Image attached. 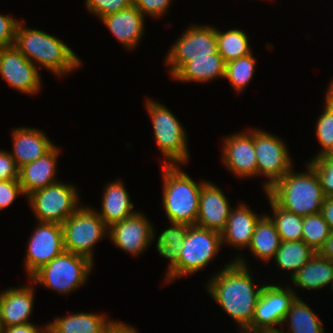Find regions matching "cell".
Instances as JSON below:
<instances>
[{"label":"cell","instance_id":"cell-1","mask_svg":"<svg viewBox=\"0 0 333 333\" xmlns=\"http://www.w3.org/2000/svg\"><path fill=\"white\" fill-rule=\"evenodd\" d=\"M245 262L238 255L207 282L211 297L242 328L240 333L251 325L263 288L254 284Z\"/></svg>","mask_w":333,"mask_h":333},{"label":"cell","instance_id":"cell-2","mask_svg":"<svg viewBox=\"0 0 333 333\" xmlns=\"http://www.w3.org/2000/svg\"><path fill=\"white\" fill-rule=\"evenodd\" d=\"M14 46L31 63H38L60 77L81 65L78 56L59 38L41 30L27 29L22 21L16 28Z\"/></svg>","mask_w":333,"mask_h":333},{"label":"cell","instance_id":"cell-3","mask_svg":"<svg viewBox=\"0 0 333 333\" xmlns=\"http://www.w3.org/2000/svg\"><path fill=\"white\" fill-rule=\"evenodd\" d=\"M307 172L293 173L291 169L267 193L281 208L300 216L321 211L325 195L316 171L307 163Z\"/></svg>","mask_w":333,"mask_h":333},{"label":"cell","instance_id":"cell-4","mask_svg":"<svg viewBox=\"0 0 333 333\" xmlns=\"http://www.w3.org/2000/svg\"><path fill=\"white\" fill-rule=\"evenodd\" d=\"M163 206L170 223L195 225L199 210L201 187L178 165H163Z\"/></svg>","mask_w":333,"mask_h":333},{"label":"cell","instance_id":"cell-5","mask_svg":"<svg viewBox=\"0 0 333 333\" xmlns=\"http://www.w3.org/2000/svg\"><path fill=\"white\" fill-rule=\"evenodd\" d=\"M221 246L220 233L198 225H189L178 256L168 265L166 281L201 270L214 259Z\"/></svg>","mask_w":333,"mask_h":333},{"label":"cell","instance_id":"cell-6","mask_svg":"<svg viewBox=\"0 0 333 333\" xmlns=\"http://www.w3.org/2000/svg\"><path fill=\"white\" fill-rule=\"evenodd\" d=\"M92 267L93 261L89 258L64 251L29 278L34 283L59 293L69 294L85 284Z\"/></svg>","mask_w":333,"mask_h":333},{"label":"cell","instance_id":"cell-7","mask_svg":"<svg viewBox=\"0 0 333 333\" xmlns=\"http://www.w3.org/2000/svg\"><path fill=\"white\" fill-rule=\"evenodd\" d=\"M145 104L152 120L156 143L169 160H165L162 165L187 163L189 158L187 135L179 120L163 104L151 99H147Z\"/></svg>","mask_w":333,"mask_h":333},{"label":"cell","instance_id":"cell-8","mask_svg":"<svg viewBox=\"0 0 333 333\" xmlns=\"http://www.w3.org/2000/svg\"><path fill=\"white\" fill-rule=\"evenodd\" d=\"M96 211L80 206L62 223L65 251L93 261V246L108 235V227Z\"/></svg>","mask_w":333,"mask_h":333},{"label":"cell","instance_id":"cell-9","mask_svg":"<svg viewBox=\"0 0 333 333\" xmlns=\"http://www.w3.org/2000/svg\"><path fill=\"white\" fill-rule=\"evenodd\" d=\"M39 222L62 224L80 206L74 185L55 182L27 196Z\"/></svg>","mask_w":333,"mask_h":333},{"label":"cell","instance_id":"cell-10","mask_svg":"<svg viewBox=\"0 0 333 333\" xmlns=\"http://www.w3.org/2000/svg\"><path fill=\"white\" fill-rule=\"evenodd\" d=\"M217 51V37L214 26L192 25L172 45L165 61L171 66L169 72L173 76L192 58L211 57V54Z\"/></svg>","mask_w":333,"mask_h":333},{"label":"cell","instance_id":"cell-11","mask_svg":"<svg viewBox=\"0 0 333 333\" xmlns=\"http://www.w3.org/2000/svg\"><path fill=\"white\" fill-rule=\"evenodd\" d=\"M254 148L257 157V175L270 180L263 185L265 192L284 177L293 167L284 142L276 135L254 130Z\"/></svg>","mask_w":333,"mask_h":333},{"label":"cell","instance_id":"cell-12","mask_svg":"<svg viewBox=\"0 0 333 333\" xmlns=\"http://www.w3.org/2000/svg\"><path fill=\"white\" fill-rule=\"evenodd\" d=\"M295 291L281 285H263L255 307L251 325L243 333H255L262 329L283 325L292 302L297 297Z\"/></svg>","mask_w":333,"mask_h":333},{"label":"cell","instance_id":"cell-13","mask_svg":"<svg viewBox=\"0 0 333 333\" xmlns=\"http://www.w3.org/2000/svg\"><path fill=\"white\" fill-rule=\"evenodd\" d=\"M64 251L62 224L40 222L28 243L24 264L28 276L31 277Z\"/></svg>","mask_w":333,"mask_h":333},{"label":"cell","instance_id":"cell-14","mask_svg":"<svg viewBox=\"0 0 333 333\" xmlns=\"http://www.w3.org/2000/svg\"><path fill=\"white\" fill-rule=\"evenodd\" d=\"M38 71L37 65L31 63L15 46L0 48V74L19 92L38 93L41 88Z\"/></svg>","mask_w":333,"mask_h":333},{"label":"cell","instance_id":"cell-15","mask_svg":"<svg viewBox=\"0 0 333 333\" xmlns=\"http://www.w3.org/2000/svg\"><path fill=\"white\" fill-rule=\"evenodd\" d=\"M108 230L114 244L132 255L147 249L155 236L153 226L140 212L111 225Z\"/></svg>","mask_w":333,"mask_h":333},{"label":"cell","instance_id":"cell-16","mask_svg":"<svg viewBox=\"0 0 333 333\" xmlns=\"http://www.w3.org/2000/svg\"><path fill=\"white\" fill-rule=\"evenodd\" d=\"M222 150V161L233 174L238 177L257 176L254 129L225 138Z\"/></svg>","mask_w":333,"mask_h":333},{"label":"cell","instance_id":"cell-17","mask_svg":"<svg viewBox=\"0 0 333 333\" xmlns=\"http://www.w3.org/2000/svg\"><path fill=\"white\" fill-rule=\"evenodd\" d=\"M223 191L211 182L201 187L199 210L195 225L222 233L232 208Z\"/></svg>","mask_w":333,"mask_h":333},{"label":"cell","instance_id":"cell-18","mask_svg":"<svg viewBox=\"0 0 333 333\" xmlns=\"http://www.w3.org/2000/svg\"><path fill=\"white\" fill-rule=\"evenodd\" d=\"M33 285L9 288L0 293L1 328L28 324L34 302Z\"/></svg>","mask_w":333,"mask_h":333},{"label":"cell","instance_id":"cell-19","mask_svg":"<svg viewBox=\"0 0 333 333\" xmlns=\"http://www.w3.org/2000/svg\"><path fill=\"white\" fill-rule=\"evenodd\" d=\"M144 15L134 4L100 20L108 27L117 40L128 49L138 45L144 34Z\"/></svg>","mask_w":333,"mask_h":333},{"label":"cell","instance_id":"cell-20","mask_svg":"<svg viewBox=\"0 0 333 333\" xmlns=\"http://www.w3.org/2000/svg\"><path fill=\"white\" fill-rule=\"evenodd\" d=\"M13 152L10 153L20 169L48 153L54 145L39 129L20 127L12 131Z\"/></svg>","mask_w":333,"mask_h":333},{"label":"cell","instance_id":"cell-21","mask_svg":"<svg viewBox=\"0 0 333 333\" xmlns=\"http://www.w3.org/2000/svg\"><path fill=\"white\" fill-rule=\"evenodd\" d=\"M59 152L54 146L44 156L19 169V181L26 197L36 190L58 182L54 176Z\"/></svg>","mask_w":333,"mask_h":333},{"label":"cell","instance_id":"cell-22","mask_svg":"<svg viewBox=\"0 0 333 333\" xmlns=\"http://www.w3.org/2000/svg\"><path fill=\"white\" fill-rule=\"evenodd\" d=\"M262 216H258L246 204H239L231 210L226 227L221 233L222 244L226 242L238 248L249 247L255 225Z\"/></svg>","mask_w":333,"mask_h":333},{"label":"cell","instance_id":"cell-23","mask_svg":"<svg viewBox=\"0 0 333 333\" xmlns=\"http://www.w3.org/2000/svg\"><path fill=\"white\" fill-rule=\"evenodd\" d=\"M102 211L97 214L107 227L123 221L134 215V205L130 201V195L121 181L109 183L106 186L102 198Z\"/></svg>","mask_w":333,"mask_h":333},{"label":"cell","instance_id":"cell-24","mask_svg":"<svg viewBox=\"0 0 333 333\" xmlns=\"http://www.w3.org/2000/svg\"><path fill=\"white\" fill-rule=\"evenodd\" d=\"M226 63L218 51L211 57L192 58L172 77L183 82H207L216 77H225Z\"/></svg>","mask_w":333,"mask_h":333},{"label":"cell","instance_id":"cell-25","mask_svg":"<svg viewBox=\"0 0 333 333\" xmlns=\"http://www.w3.org/2000/svg\"><path fill=\"white\" fill-rule=\"evenodd\" d=\"M292 283L303 289H320L333 281V262L319 252L292 277Z\"/></svg>","mask_w":333,"mask_h":333},{"label":"cell","instance_id":"cell-26","mask_svg":"<svg viewBox=\"0 0 333 333\" xmlns=\"http://www.w3.org/2000/svg\"><path fill=\"white\" fill-rule=\"evenodd\" d=\"M109 321L101 313L80 312L59 317L46 326L51 333H103V329Z\"/></svg>","mask_w":333,"mask_h":333},{"label":"cell","instance_id":"cell-27","mask_svg":"<svg viewBox=\"0 0 333 333\" xmlns=\"http://www.w3.org/2000/svg\"><path fill=\"white\" fill-rule=\"evenodd\" d=\"M279 236L271 216L264 215L255 225L254 234L250 243V251L257 258L268 261L274 258L281 245Z\"/></svg>","mask_w":333,"mask_h":333},{"label":"cell","instance_id":"cell-28","mask_svg":"<svg viewBox=\"0 0 333 333\" xmlns=\"http://www.w3.org/2000/svg\"><path fill=\"white\" fill-rule=\"evenodd\" d=\"M315 253L303 240L282 241L274 260L280 269L293 271L290 274L292 277Z\"/></svg>","mask_w":333,"mask_h":333},{"label":"cell","instance_id":"cell-29","mask_svg":"<svg viewBox=\"0 0 333 333\" xmlns=\"http://www.w3.org/2000/svg\"><path fill=\"white\" fill-rule=\"evenodd\" d=\"M314 311L297 296L288 310L284 323L290 333H324L323 325Z\"/></svg>","mask_w":333,"mask_h":333},{"label":"cell","instance_id":"cell-30","mask_svg":"<svg viewBox=\"0 0 333 333\" xmlns=\"http://www.w3.org/2000/svg\"><path fill=\"white\" fill-rule=\"evenodd\" d=\"M217 49L225 63L249 55L251 49L246 33L239 29L226 32L216 30Z\"/></svg>","mask_w":333,"mask_h":333},{"label":"cell","instance_id":"cell-31","mask_svg":"<svg viewBox=\"0 0 333 333\" xmlns=\"http://www.w3.org/2000/svg\"><path fill=\"white\" fill-rule=\"evenodd\" d=\"M273 210L274 222L282 241H300L303 234V216L281 208L267 193Z\"/></svg>","mask_w":333,"mask_h":333},{"label":"cell","instance_id":"cell-32","mask_svg":"<svg viewBox=\"0 0 333 333\" xmlns=\"http://www.w3.org/2000/svg\"><path fill=\"white\" fill-rule=\"evenodd\" d=\"M330 233L329 224L320 212L303 216L302 240L315 252H319L324 247Z\"/></svg>","mask_w":333,"mask_h":333},{"label":"cell","instance_id":"cell-33","mask_svg":"<svg viewBox=\"0 0 333 333\" xmlns=\"http://www.w3.org/2000/svg\"><path fill=\"white\" fill-rule=\"evenodd\" d=\"M172 227L165 229L157 240V251L159 254L170 260L171 264L178 256L182 243L188 231V224L171 223Z\"/></svg>","mask_w":333,"mask_h":333},{"label":"cell","instance_id":"cell-34","mask_svg":"<svg viewBox=\"0 0 333 333\" xmlns=\"http://www.w3.org/2000/svg\"><path fill=\"white\" fill-rule=\"evenodd\" d=\"M256 58L250 53L247 56L226 63L225 77L231 86L240 92L248 85L255 71Z\"/></svg>","mask_w":333,"mask_h":333},{"label":"cell","instance_id":"cell-35","mask_svg":"<svg viewBox=\"0 0 333 333\" xmlns=\"http://www.w3.org/2000/svg\"><path fill=\"white\" fill-rule=\"evenodd\" d=\"M316 136L323 148L315 157L333 154V112L326 105L316 125Z\"/></svg>","mask_w":333,"mask_h":333},{"label":"cell","instance_id":"cell-36","mask_svg":"<svg viewBox=\"0 0 333 333\" xmlns=\"http://www.w3.org/2000/svg\"><path fill=\"white\" fill-rule=\"evenodd\" d=\"M308 164L316 171L325 197H333V154L315 157Z\"/></svg>","mask_w":333,"mask_h":333},{"label":"cell","instance_id":"cell-37","mask_svg":"<svg viewBox=\"0 0 333 333\" xmlns=\"http://www.w3.org/2000/svg\"><path fill=\"white\" fill-rule=\"evenodd\" d=\"M85 2L87 9L100 18L116 13L133 4V0H85Z\"/></svg>","mask_w":333,"mask_h":333},{"label":"cell","instance_id":"cell-38","mask_svg":"<svg viewBox=\"0 0 333 333\" xmlns=\"http://www.w3.org/2000/svg\"><path fill=\"white\" fill-rule=\"evenodd\" d=\"M18 195L24 196L19 179L0 181V210L9 207Z\"/></svg>","mask_w":333,"mask_h":333},{"label":"cell","instance_id":"cell-39","mask_svg":"<svg viewBox=\"0 0 333 333\" xmlns=\"http://www.w3.org/2000/svg\"><path fill=\"white\" fill-rule=\"evenodd\" d=\"M18 23L13 17L0 14V48L14 46Z\"/></svg>","mask_w":333,"mask_h":333},{"label":"cell","instance_id":"cell-40","mask_svg":"<svg viewBox=\"0 0 333 333\" xmlns=\"http://www.w3.org/2000/svg\"><path fill=\"white\" fill-rule=\"evenodd\" d=\"M171 0H133V4L144 15L160 17L167 12Z\"/></svg>","mask_w":333,"mask_h":333},{"label":"cell","instance_id":"cell-41","mask_svg":"<svg viewBox=\"0 0 333 333\" xmlns=\"http://www.w3.org/2000/svg\"><path fill=\"white\" fill-rule=\"evenodd\" d=\"M19 179V168L9 151L0 150V181Z\"/></svg>","mask_w":333,"mask_h":333},{"label":"cell","instance_id":"cell-42","mask_svg":"<svg viewBox=\"0 0 333 333\" xmlns=\"http://www.w3.org/2000/svg\"><path fill=\"white\" fill-rule=\"evenodd\" d=\"M44 328V329H43ZM47 326L38 328L32 323L2 328L1 333H42ZM41 329V331H40Z\"/></svg>","mask_w":333,"mask_h":333},{"label":"cell","instance_id":"cell-43","mask_svg":"<svg viewBox=\"0 0 333 333\" xmlns=\"http://www.w3.org/2000/svg\"><path fill=\"white\" fill-rule=\"evenodd\" d=\"M103 333H138L134 327L123 324L120 321H109L103 329Z\"/></svg>","mask_w":333,"mask_h":333},{"label":"cell","instance_id":"cell-44","mask_svg":"<svg viewBox=\"0 0 333 333\" xmlns=\"http://www.w3.org/2000/svg\"><path fill=\"white\" fill-rule=\"evenodd\" d=\"M320 213L333 231V197H325Z\"/></svg>","mask_w":333,"mask_h":333},{"label":"cell","instance_id":"cell-45","mask_svg":"<svg viewBox=\"0 0 333 333\" xmlns=\"http://www.w3.org/2000/svg\"><path fill=\"white\" fill-rule=\"evenodd\" d=\"M319 253L331 260L333 262V231H331L329 238L326 241L324 247L319 251Z\"/></svg>","mask_w":333,"mask_h":333},{"label":"cell","instance_id":"cell-46","mask_svg":"<svg viewBox=\"0 0 333 333\" xmlns=\"http://www.w3.org/2000/svg\"><path fill=\"white\" fill-rule=\"evenodd\" d=\"M255 333H284V332L277 328H269V329L259 330Z\"/></svg>","mask_w":333,"mask_h":333},{"label":"cell","instance_id":"cell-47","mask_svg":"<svg viewBox=\"0 0 333 333\" xmlns=\"http://www.w3.org/2000/svg\"><path fill=\"white\" fill-rule=\"evenodd\" d=\"M325 100V105L333 112V99L328 94H326Z\"/></svg>","mask_w":333,"mask_h":333},{"label":"cell","instance_id":"cell-48","mask_svg":"<svg viewBox=\"0 0 333 333\" xmlns=\"http://www.w3.org/2000/svg\"><path fill=\"white\" fill-rule=\"evenodd\" d=\"M326 93L333 99V81L329 84V88Z\"/></svg>","mask_w":333,"mask_h":333},{"label":"cell","instance_id":"cell-49","mask_svg":"<svg viewBox=\"0 0 333 333\" xmlns=\"http://www.w3.org/2000/svg\"><path fill=\"white\" fill-rule=\"evenodd\" d=\"M42 333H51L47 328Z\"/></svg>","mask_w":333,"mask_h":333}]
</instances>
